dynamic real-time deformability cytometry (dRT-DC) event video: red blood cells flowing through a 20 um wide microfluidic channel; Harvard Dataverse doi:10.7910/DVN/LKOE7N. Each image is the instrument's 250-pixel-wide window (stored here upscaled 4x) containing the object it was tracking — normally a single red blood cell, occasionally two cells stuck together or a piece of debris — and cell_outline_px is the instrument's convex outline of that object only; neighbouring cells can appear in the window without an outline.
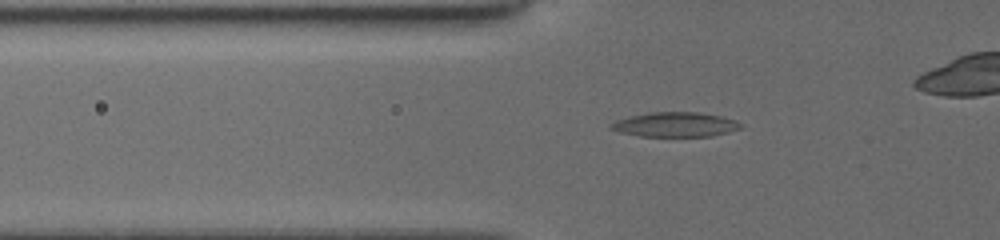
{"species": "common noctule bat (a hibernating species)", "species_latin": "Nyctalus noctula", "temperature_condition": "cold", "stored_images_in_passage": 45, "camera_frame_rate_fps": 3000, "um_per_image_px": 0.085, "animal": {"sex": "female", "body_mass_g": 19.5, "forearm_length_mm": 54.1}, "frame": {"image": 1, "passage_image": 16, "time_ms": 5.0, "image_size_px": [1000, 240], "cell_outline_px": [[740, 128], [728, 132], [712, 136], [640, 136], [620, 132], [608, 128], [608, 124], [616, 120], [648, 112], [696, 112], [720, 116], [736, 120], [740, 124]], "centroid_in_image_um": [57.35, 10.58], "position_along_channel_um": 68.5, "area_um2": 18.5}}
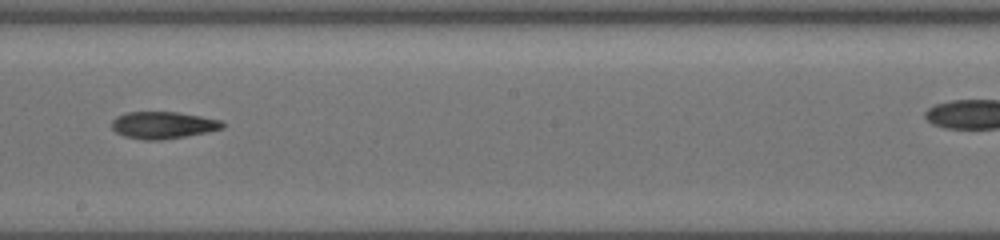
{"frame": {"image": 2, "passage_image": 29, "time_ms": 9.333, "image_size_px": [1000, 240], "cell_outline_px": [[224, 128], [208, 132], [188, 136], [160, 140], [144, 140], [124, 136], [116, 132], [112, 128], [112, 120], [116, 116], [128, 112], [176, 112], [200, 116], [220, 120], [224, 124]], "centroid_in_image_um": [13.85, 10.64], "position_along_channel_um": 234.3, "area_um2": 17.46}}
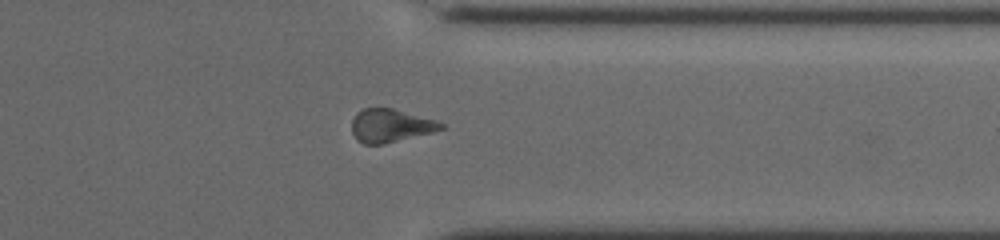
{"frame": {"image": 3, "passage_image": 40, "time_ms": 13.0, "image_size_px": [1000, 240], "cell_outline_px": [[444, 128], [432, 132], [384, 144], [364, 144], [356, 140], [352, 132], [352, 120], [356, 112], [364, 108], [392, 108], [436, 120], [444, 124]], "centroid_in_image_um": [33.16, 10.68], "position_along_channel_um": 378.2, "area_um2": 17.22}}